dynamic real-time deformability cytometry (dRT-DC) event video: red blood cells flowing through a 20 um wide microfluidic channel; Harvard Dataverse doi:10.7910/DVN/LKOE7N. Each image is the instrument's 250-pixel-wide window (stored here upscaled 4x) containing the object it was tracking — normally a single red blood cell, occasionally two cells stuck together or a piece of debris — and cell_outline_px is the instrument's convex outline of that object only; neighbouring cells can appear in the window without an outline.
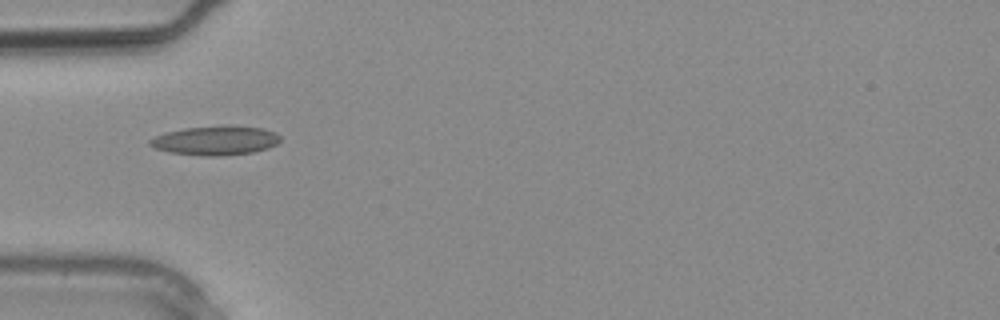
{"species": "common noctule bat (a hibernating species)", "species_latin": "Nyctalus noctula", "temperature_condition": "warm", "stored_images_in_passage": 2, "camera_frame_rate_fps": 3000, "um_per_image_px": 0.085, "animal": {"sex": "male", "body_mass_g": 20.4}, "frame": {"image": 1, "passage_image": 2, "time_ms": 0.333, "image_size_px": [1000, 320], "cell_outline_px": [[280, 140], [276, 144], [268, 148], [252, 152], [220, 156], [204, 156], [168, 152], [156, 148], [148, 144], [148, 140], [164, 132], [184, 128], [228, 124], [232, 124], [264, 128], [276, 132], [280, 136]], "centroid_in_image_um": [18.33, 11.92], "position_along_channel_um": 66.7, "area_um2": 22.6}}